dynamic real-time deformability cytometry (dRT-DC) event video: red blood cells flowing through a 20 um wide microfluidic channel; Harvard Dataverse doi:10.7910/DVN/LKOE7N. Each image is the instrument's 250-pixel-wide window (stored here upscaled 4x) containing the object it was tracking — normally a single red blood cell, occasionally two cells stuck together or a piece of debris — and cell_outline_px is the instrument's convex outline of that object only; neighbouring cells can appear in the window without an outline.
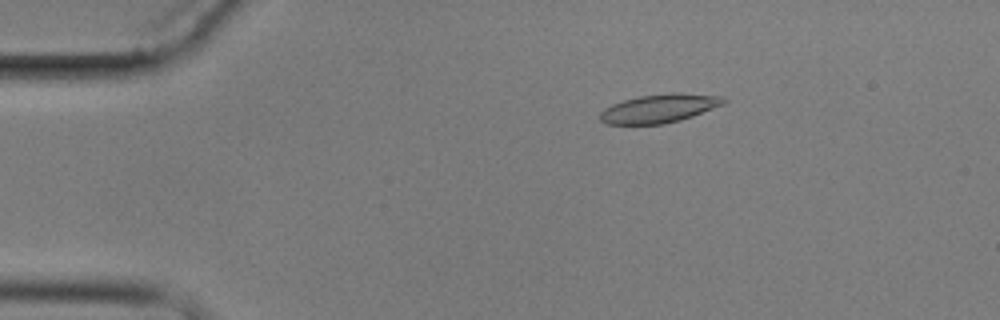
{"species": "common noctule bat (a hibernating species)", "species_latin": "Nyctalus noctula", "temperature_condition": "cold", "stored_images_in_passage": 4, "camera_frame_rate_fps": 3000, "um_per_image_px": 0.085, "animal": {"sex": "male", "body_mass_g": 17.9}, "frame": {"image": 1, "passage_image": 2, "time_ms": 1.0, "image_size_px": [1000, 320], "cell_outline_px": [[728, 100], [724, 104], [692, 116], [680, 120], [664, 124], [608, 124], [600, 120], [600, 112], [604, 108], [612, 104], [624, 100], [640, 96], [672, 92], [680, 92], [724, 96]], "centroid_in_image_um": [56.07, 9.2], "position_along_channel_um": 28.9, "area_um2": 20.69}}